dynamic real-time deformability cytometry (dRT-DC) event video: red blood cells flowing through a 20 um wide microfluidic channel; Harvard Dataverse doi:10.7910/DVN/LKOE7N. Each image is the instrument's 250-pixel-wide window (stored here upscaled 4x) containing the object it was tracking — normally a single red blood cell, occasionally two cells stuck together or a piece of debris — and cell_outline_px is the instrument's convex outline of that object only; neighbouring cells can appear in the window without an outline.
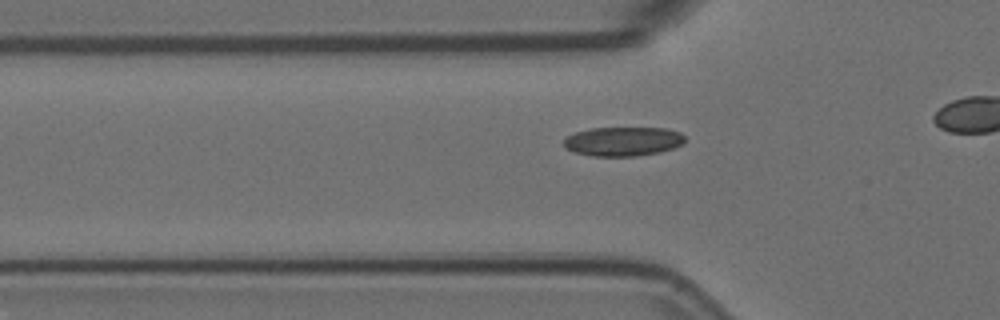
{"species": "Egyptian fruit bat (a non-hibernating species)", "species_latin": "Rousettus aegyptiacus", "temperature_condition": "room temperature", "stored_images_in_passage": 31, "camera_frame_rate_fps": 3000, "um_per_image_px": 0.085, "animal": {"sex": "female"}, "frame": {"image": 1, "passage_image": 15, "time_ms": 4.667, "image_size_px": [1000, 320], "cell_outline_px": [[684, 144], [660, 152], [636, 156], [592, 156], [576, 152], [568, 148], [564, 144], [564, 140], [568, 136], [576, 132], [592, 128], [668, 128], [680, 132], [684, 136]], "centroid_in_image_um": [53.0, 12.01], "position_along_channel_um": 72.8, "area_um2": 20.46}}
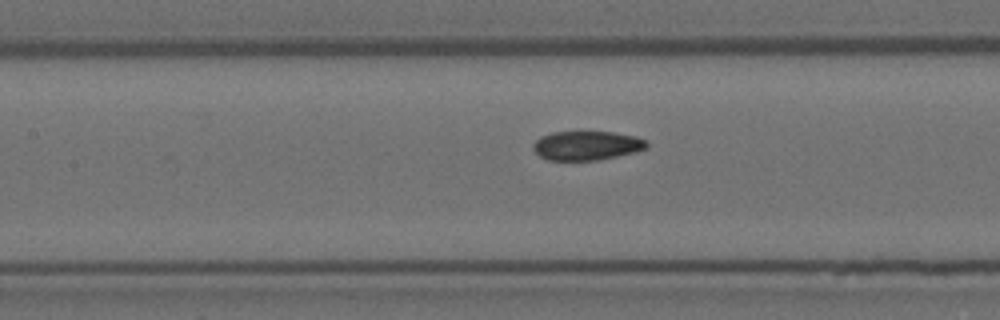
{"frame": {"image": 2, "passage_image": 22, "time_ms": 7.0, "image_size_px": [1000, 320], "cell_outline_px": [[648, 148], [636, 152], [596, 160], [548, 160], [540, 156], [532, 148], [532, 144], [540, 136], [552, 132], [612, 132], [636, 136], [648, 140]], "centroid_in_image_um": [49.89, 12.37], "position_along_channel_um": 157.5, "area_um2": 19.36}}
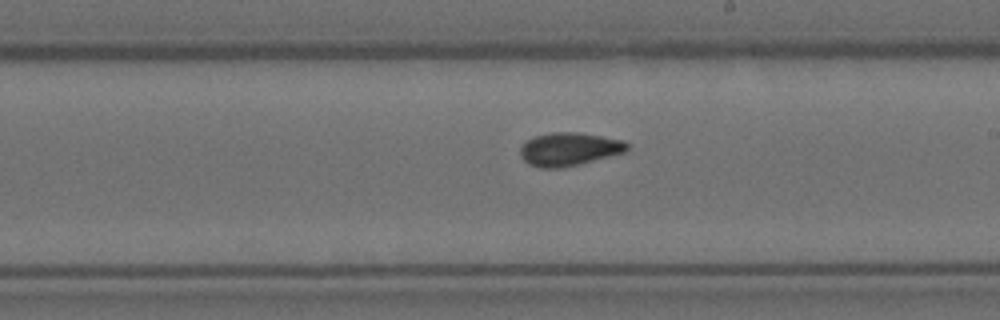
{"frame": {"image": 3, "passage_image": 29, "time_ms": 9.333, "image_size_px": [1000, 320], "cell_outline_px": [[628, 152], [580, 164], [560, 168], [540, 168], [528, 164], [520, 156], [520, 144], [524, 140], [532, 136], [552, 132], [580, 132], [624, 140], [628, 144]], "centroid_in_image_um": [48.36, 12.67], "position_along_channel_um": 240.6, "area_um2": 21.21}}